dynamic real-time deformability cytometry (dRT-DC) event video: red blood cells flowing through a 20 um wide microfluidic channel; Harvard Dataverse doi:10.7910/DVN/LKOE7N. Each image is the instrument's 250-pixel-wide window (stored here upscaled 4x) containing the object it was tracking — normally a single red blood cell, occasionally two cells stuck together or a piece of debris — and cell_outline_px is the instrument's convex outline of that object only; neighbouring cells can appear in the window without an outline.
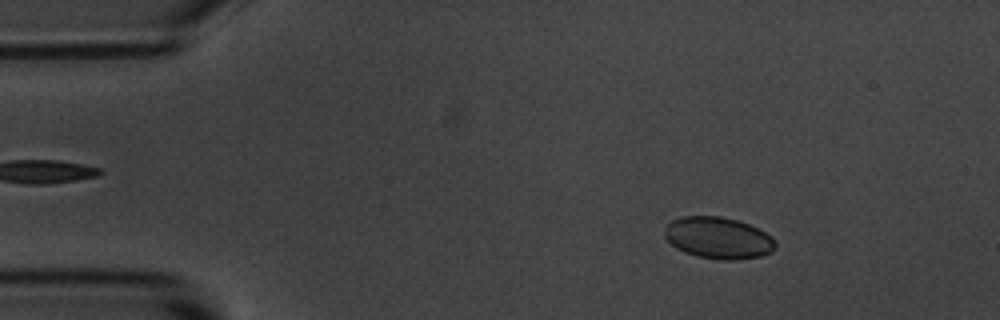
{"species": "common noctule bat (a hibernating species)", "species_latin": "Nyctalus noctula", "temperature_condition": "room temperature", "stored_images_in_passage": 54, "camera_frame_rate_fps": 3000, "um_per_image_px": 0.085, "animal": {"sex": "male", "body_mass_g": 20.1, "forearm_length_mm": 53.5}, "frame": {"image": 1, "passage_image": 7, "time_ms": 2.0, "image_size_px": [1000, 320], "cell_outline_px": [[776, 248], [772, 252], [760, 256], [736, 260], [720, 260], [696, 256], [684, 252], [676, 248], [664, 236], [664, 232], [668, 224], [672, 220], [680, 216], [720, 216], [736, 220], [748, 224], [772, 236], [776, 240]], "centroid_in_image_um": [61.06, 20.23], "position_along_channel_um": 23.9, "area_um2": 26.99}}
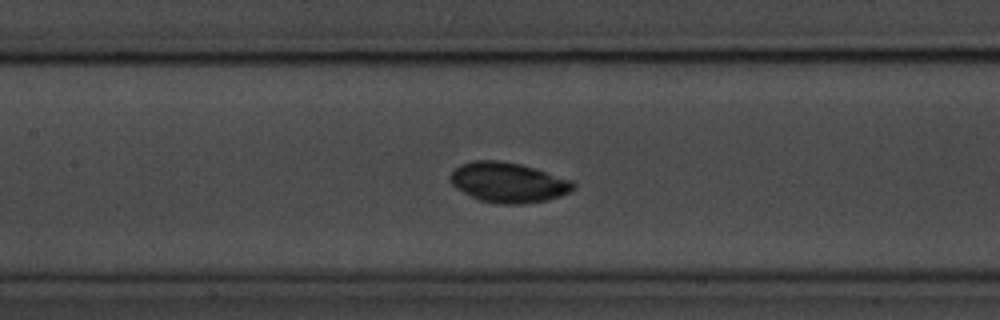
{"frame": {"image": 2, "passage_image": 24, "time_ms": 7.667, "image_size_px": [1000, 320], "cell_outline_px": [[576, 184], [568, 192], [560, 196], [548, 200], [524, 204], [496, 204], [480, 200], [456, 188], [452, 184], [448, 176], [460, 164], [472, 160], [500, 160], [520, 164], [536, 168], [572, 180]], "centroid_in_image_um": [43.19, 15.5], "position_along_channel_um": 164.2, "area_um2": 28.84}}
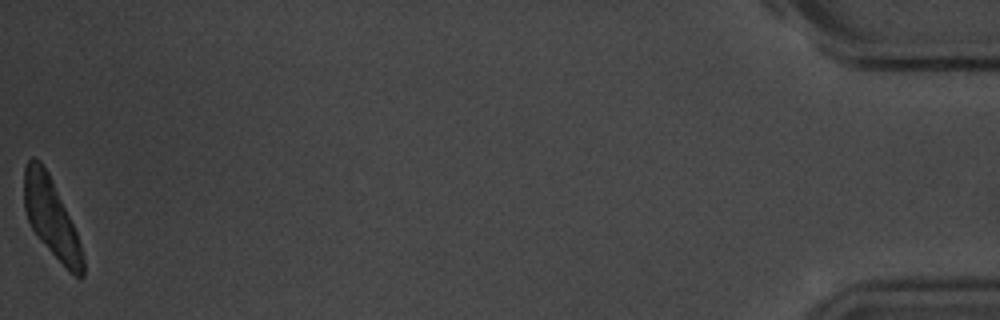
{"frame": {"image": 3, "passage_image": 54, "time_ms": 17.667, "image_size_px": [1000, 320], "cell_outline_px": [[84, 276], [80, 280], [68, 272], [36, 236], [28, 220], [24, 208], [24, 168], [28, 160], [32, 156], [40, 160], [48, 172], [52, 180], [76, 232], [80, 244], [84, 260]], "centroid_in_image_um": [4.35, 18.55], "position_along_channel_um": 430.8, "area_um2": 27.05}}